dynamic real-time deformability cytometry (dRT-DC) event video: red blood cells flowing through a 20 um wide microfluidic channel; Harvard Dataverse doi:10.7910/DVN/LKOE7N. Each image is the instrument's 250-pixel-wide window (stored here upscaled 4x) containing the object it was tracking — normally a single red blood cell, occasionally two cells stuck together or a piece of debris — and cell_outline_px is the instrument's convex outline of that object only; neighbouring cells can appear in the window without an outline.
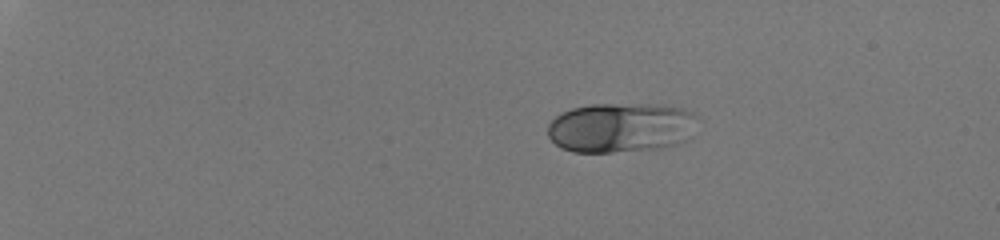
{"species": "human", "species_latin": "Homo sapiens", "temperature_condition": "room temperature", "stored_images_in_passage": 42, "camera_frame_rate_fps": 3000, "um_per_image_px": 0.085, "donor": {"sex": "male"}, "frame": {"image": 1, "passage_image": 1, "time_ms": 0.0, "image_size_px": [1000, 240], "cell_outline_px": [[700, 116], [684, 140], [676, 144], [660, 148], [612, 152], [572, 152], [560, 148], [548, 136], [548, 124], [556, 116], [572, 108], [592, 104], [660, 104], [684, 108]], "centroid_in_image_um": [52.76, 10.83], "position_along_channel_um": 32.2, "area_um2": 43.52}}
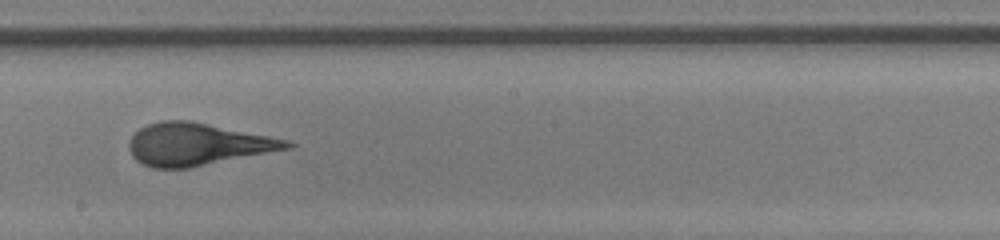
{"frame": {"image": 2, "passage_image": 24, "time_ms": 7.667, "image_size_px": [1000, 240], "cell_outline_px": [[296, 144], [292, 148], [188, 168], [152, 168], [136, 160], [132, 156], [128, 148], [128, 144], [132, 136], [140, 128], [148, 124], [160, 120], [188, 120], [288, 140]], "centroid_in_image_um": [16.75, 12.27], "position_along_channel_um": 231.4, "area_um2": 38.61}}
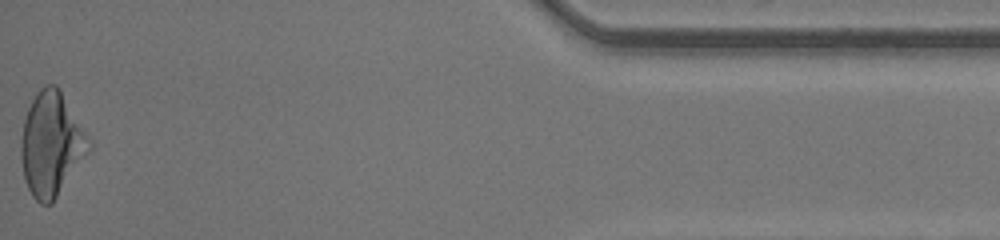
{"frame": {"image": 3, "passage_image": 42, "time_ms": 13.667, "image_size_px": [1000, 240], "cell_outline_px": [[92, 148], [52, 204], [40, 204], [32, 196], [28, 188], [24, 176], [20, 160], [20, 144], [24, 120], [28, 108], [36, 92], [44, 84], [56, 84], [60, 88], [88, 136], [92, 144]], "centroid_in_image_um": [4.36, 12.25], "position_along_channel_um": 430.8, "area_um2": 41.33}, "authors_computed_cell_mechanics": {"area_um2": 38.6104, "velocity_mm_per_s": 4.282, "shape_relaxation_time_tau1_ms": 3.5674, "shape_relaxation_time_tau2_ms": null, "deformation_change_tau1": 0.1705, "deformation_change_tau2": null}}